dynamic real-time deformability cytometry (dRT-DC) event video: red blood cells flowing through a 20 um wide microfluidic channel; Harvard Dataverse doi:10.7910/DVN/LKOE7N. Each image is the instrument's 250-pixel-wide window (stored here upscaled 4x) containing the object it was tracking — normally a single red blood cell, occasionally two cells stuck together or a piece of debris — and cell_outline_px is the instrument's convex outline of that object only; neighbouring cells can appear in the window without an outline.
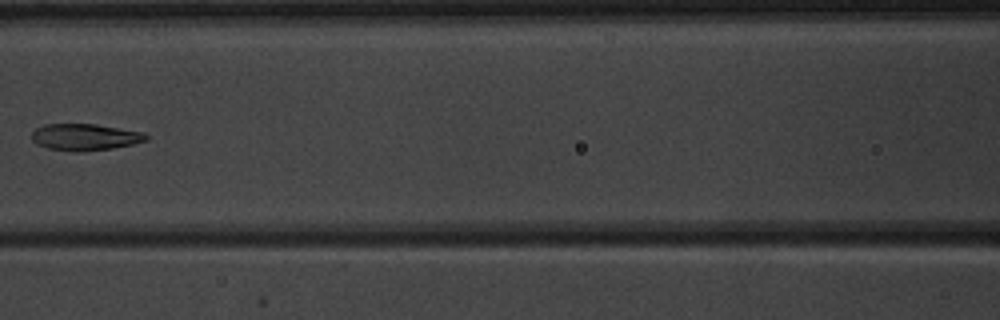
{"species": "common noctule bat (a hibernating species)", "species_latin": "Nyctalus noctula", "temperature_condition": "warm", "stored_images_in_passage": 4, "camera_frame_rate_fps": 3000, "um_per_image_px": 0.085, "animal": {"sex": "male", "body_mass_g": 20.1, "forearm_length_mm": 53.5}, "frame": {"image": 1, "passage_image": 4, "time_ms": 3.667, "image_size_px": [1000, 320], "cell_outline_px": [[148, 140], [132, 144], [112, 148], [80, 152], [76, 152], [48, 148], [36, 144], [32, 140], [32, 132], [36, 128], [44, 124], [96, 124], [144, 132], [148, 136]], "centroid_in_image_um": [7.22, 11.65], "position_along_channel_um": 159.4, "area_um2": 17.8}}